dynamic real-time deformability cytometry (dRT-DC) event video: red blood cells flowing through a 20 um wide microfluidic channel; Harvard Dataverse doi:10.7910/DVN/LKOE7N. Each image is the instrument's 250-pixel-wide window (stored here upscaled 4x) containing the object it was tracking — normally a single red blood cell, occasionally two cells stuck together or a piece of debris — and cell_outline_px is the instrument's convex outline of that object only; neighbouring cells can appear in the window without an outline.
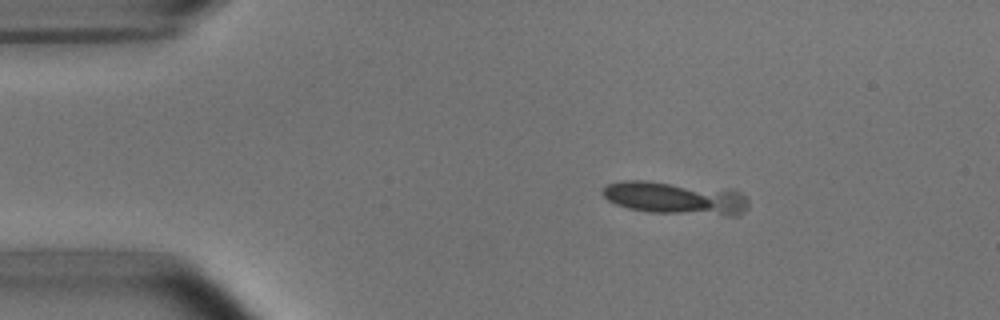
{"species": "common noctule bat (a hibernating species)", "species_latin": "Nyctalus noctula", "temperature_condition": "room temperature", "stored_images_in_passage": 4, "camera_frame_rate_fps": 3000, "um_per_image_px": 0.085, "animal": {"sex": "male", "body_mass_g": 15.6}, "frame": {"image": 1, "passage_image": 1, "time_ms": 0.0, "image_size_px": [1000, 320], "cell_outline_px": [[748, 208], [744, 212], [736, 216], [724, 216], [648, 212], [628, 208], [616, 204], [608, 200], [600, 192], [608, 184], [624, 180], [644, 180], [732, 188], [740, 192], [748, 200]], "centroid_in_image_um": [57.47, 16.83], "position_along_channel_um": 27.5, "area_um2": 28.67}}